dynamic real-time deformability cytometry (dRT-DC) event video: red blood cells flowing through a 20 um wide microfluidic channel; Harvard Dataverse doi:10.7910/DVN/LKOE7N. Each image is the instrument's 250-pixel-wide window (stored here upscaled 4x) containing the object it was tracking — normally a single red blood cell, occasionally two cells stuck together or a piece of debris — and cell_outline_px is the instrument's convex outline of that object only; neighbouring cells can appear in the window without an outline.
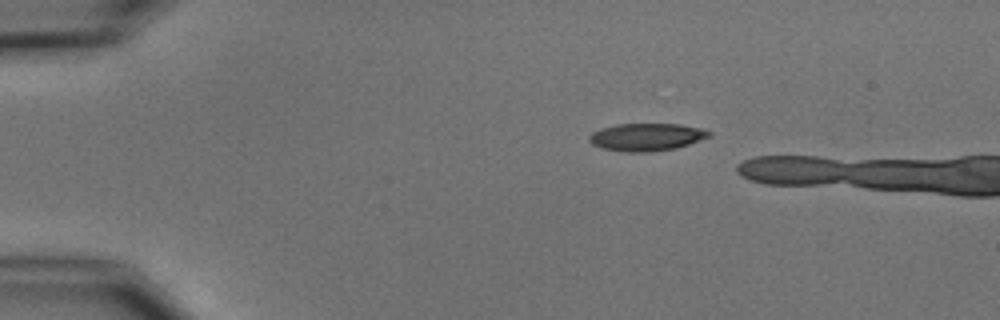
{"species": "common noctule bat (a hibernating species)", "species_latin": "Nyctalus noctula", "temperature_condition": "cold", "stored_images_in_passage": 5, "camera_frame_rate_fps": 3000, "um_per_image_px": 0.085, "animal": {"sex": "male", "body_mass_g": 15.6}, "frame": {"image": 1, "passage_image": 1, "time_ms": 0.0, "image_size_px": [1000, 320], "cell_outline_px": [[712, 136], [676, 148], [652, 152], [624, 152], [604, 148], [592, 144], [588, 140], [588, 136], [592, 132], [600, 128], [616, 124], [680, 124], [704, 128], [712, 132]], "centroid_in_image_um": [54.97, 11.64], "position_along_channel_um": 30.0, "area_um2": 19.48}}